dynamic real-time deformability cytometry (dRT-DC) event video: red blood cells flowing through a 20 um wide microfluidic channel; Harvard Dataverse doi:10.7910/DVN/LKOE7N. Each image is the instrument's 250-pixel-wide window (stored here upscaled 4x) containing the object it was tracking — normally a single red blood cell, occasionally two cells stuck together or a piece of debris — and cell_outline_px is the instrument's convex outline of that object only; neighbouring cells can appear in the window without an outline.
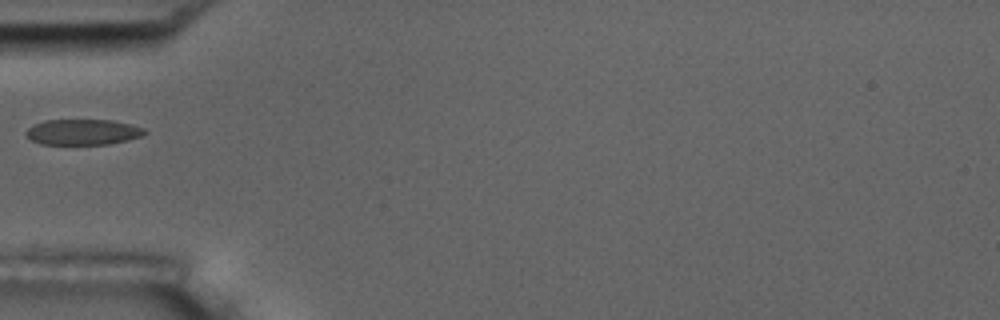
{"species": "common noctule bat (a hibernating species)", "species_latin": "Nyctalus noctula", "temperature_condition": "room temperature", "stored_images_in_passage": 1, "camera_frame_rate_fps": 3000, "um_per_image_px": 0.085, "animal": {"sex": "male", "body_mass_g": 17.5, "forearm_length_mm": 52.3}, "frame": {"image": 1, "passage_image": 1, "time_ms": 0.0, "image_size_px": [1000, 320], "cell_outline_px": [[148, 132], [140, 136], [128, 140], [108, 144], [40, 144], [32, 140], [24, 132], [32, 124], [44, 120], [112, 120], [132, 124], [144, 128]], "centroid_in_image_um": [7.04, 11.21], "position_along_channel_um": 78.0, "area_um2": 17.8}}